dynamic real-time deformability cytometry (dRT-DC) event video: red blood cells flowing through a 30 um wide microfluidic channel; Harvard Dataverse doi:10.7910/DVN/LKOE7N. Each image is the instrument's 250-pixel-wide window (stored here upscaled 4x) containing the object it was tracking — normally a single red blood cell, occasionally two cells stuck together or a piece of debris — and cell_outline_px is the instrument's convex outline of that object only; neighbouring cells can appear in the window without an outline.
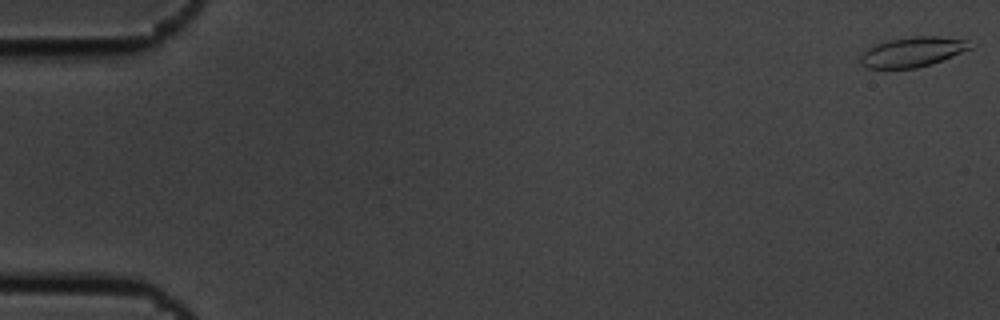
{"species": "common noctule bat (a hibernating species)", "species_latin": "Nyctalus noctula", "temperature_condition": "cold", "stored_images_in_passage": 5, "camera_frame_rate_fps": 3000, "um_per_image_px": 0.085, "animal": {"sex": "male", "body_mass_g": 19.5, "forearm_length_mm": 54.6}, "frame": {"image": 1, "passage_image": 1, "time_ms": 0.0, "image_size_px": [1000, 320], "cell_outline_px": [[976, 48], [932, 64], [916, 68], [868, 68], [860, 64], [860, 52], [876, 44], [888, 40], [912, 36], [940, 36], [968, 40]], "centroid_in_image_um": [77.61, 4.41], "position_along_channel_um": 7.4, "area_um2": 19.54}}